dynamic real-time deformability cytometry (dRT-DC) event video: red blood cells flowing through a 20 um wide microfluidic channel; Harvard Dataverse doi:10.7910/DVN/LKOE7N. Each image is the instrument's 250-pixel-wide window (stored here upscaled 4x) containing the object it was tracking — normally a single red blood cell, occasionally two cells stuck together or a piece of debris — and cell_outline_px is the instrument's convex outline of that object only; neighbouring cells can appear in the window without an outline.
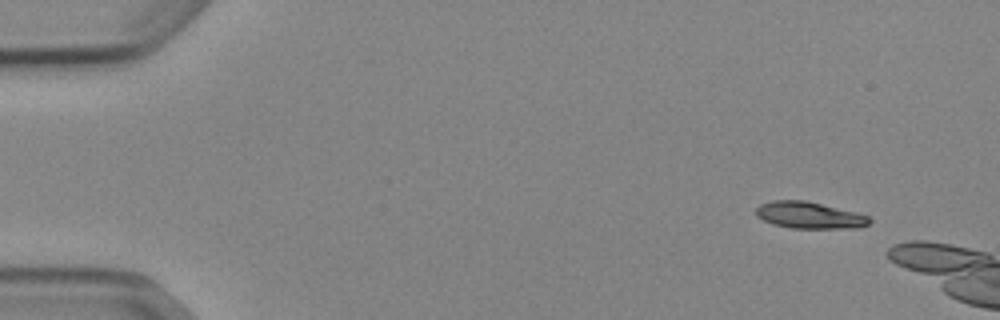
{"species": "Egyptian fruit bat (a non-hibernating species)", "species_latin": "Rousettus aegyptiacus", "temperature_condition": "cold", "stored_images_in_passage": 11, "camera_frame_rate_fps": 3000, "um_per_image_px": 0.085, "animal": {"sex": "female"}, "frame": {"image": 1, "passage_image": 4, "time_ms": 1.0, "image_size_px": [1000, 320], "cell_outline_px": [[872, 220], [868, 224], [856, 228], [792, 228], [772, 224], [756, 216], [756, 208], [760, 204], [772, 200], [804, 200], [860, 212], [868, 216]], "centroid_in_image_um": [68.82, 18.28], "position_along_channel_um": 16.2, "area_um2": 17.8}}